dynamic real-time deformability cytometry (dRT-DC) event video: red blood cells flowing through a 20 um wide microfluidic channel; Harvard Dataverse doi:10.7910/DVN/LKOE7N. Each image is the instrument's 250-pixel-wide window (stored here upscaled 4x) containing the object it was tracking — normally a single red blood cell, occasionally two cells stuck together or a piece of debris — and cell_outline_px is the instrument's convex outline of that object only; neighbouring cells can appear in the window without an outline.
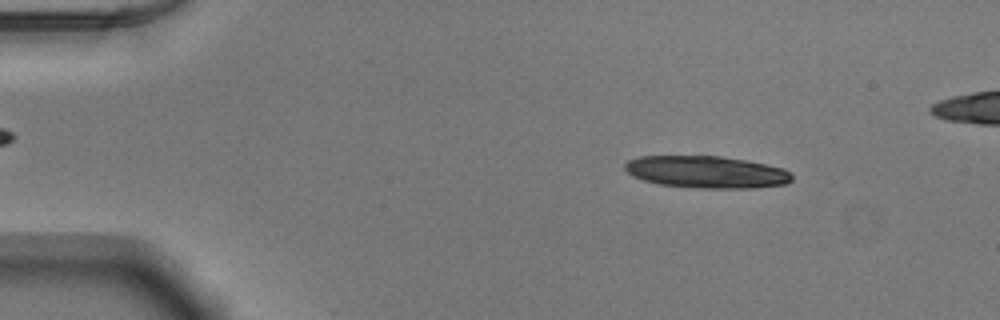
{"species": "Egyptian fruit bat (a non-hibernating species)", "species_latin": "Rousettus aegyptiacus", "temperature_condition": "warm", "stored_images_in_passage": 50, "camera_frame_rate_fps": 3000, "um_per_image_px": 0.085, "animal": {"sex": "male"}, "frame": {"image": 1, "passage_image": 7, "time_ms": 2.0, "image_size_px": [1000, 320], "cell_outline_px": [[792, 180], [788, 184], [752, 188], [704, 188], [660, 184], [644, 180], [632, 176], [624, 168], [624, 164], [628, 160], [640, 156], [720, 156], [744, 160], [784, 168], [792, 172]], "centroid_in_image_um": [60.08, 14.62], "position_along_channel_um": 24.9, "area_um2": 31.21}}
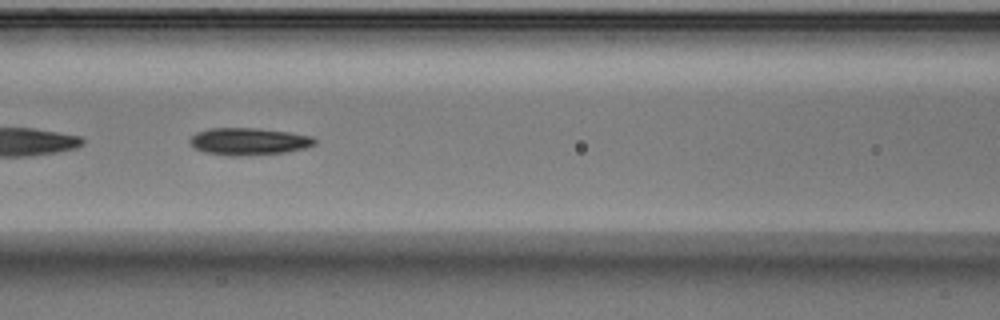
{"frame": {"image": 2, "passage_image": 23, "time_ms": 7.333, "image_size_px": [1000, 320], "cell_outline_px": [[316, 144], [304, 148], [284, 152], [240, 156], [228, 156], [204, 152], [196, 148], [188, 140], [196, 132], [208, 128], [256, 128], [288, 132], [312, 136], [316, 140]], "centroid_in_image_um": [21.12, 12.02], "position_along_channel_um": 145.5, "area_um2": 19.71}}
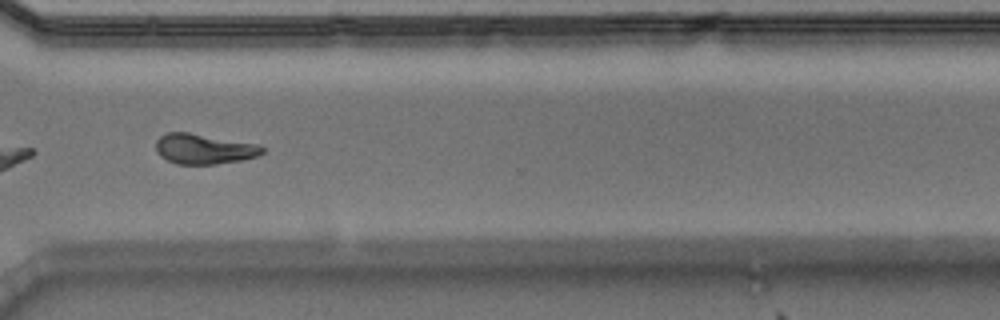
{"frame": {"image": 3, "passage_image": 39, "time_ms": 12.667, "image_size_px": [1000, 320], "cell_outline_px": [[264, 152], [256, 156], [240, 160], [216, 164], [176, 164], [160, 156], [156, 152], [156, 140], [160, 136], [168, 132], [188, 132], [256, 144], [264, 148]], "centroid_in_image_um": [17.29, 12.66], "position_along_channel_um": 353.3, "area_um2": 18.55}}